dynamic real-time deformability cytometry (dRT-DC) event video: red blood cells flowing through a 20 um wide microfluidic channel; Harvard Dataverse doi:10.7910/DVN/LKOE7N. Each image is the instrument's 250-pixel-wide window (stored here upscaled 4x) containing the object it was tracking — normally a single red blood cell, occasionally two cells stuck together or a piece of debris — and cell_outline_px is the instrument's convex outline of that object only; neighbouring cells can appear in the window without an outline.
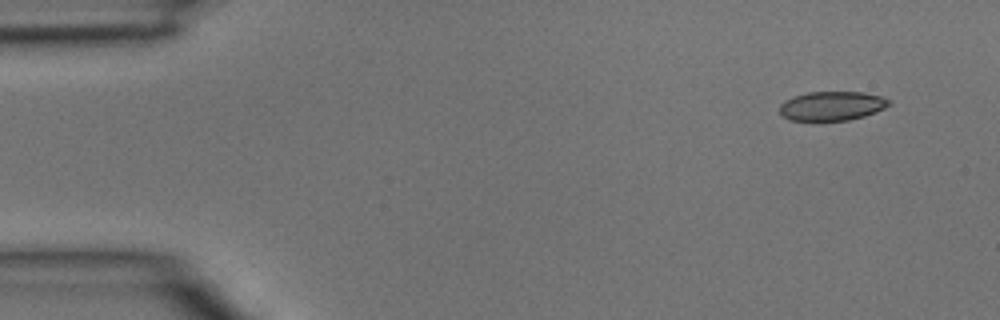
{"species": "common noctule bat (a hibernating species)", "species_latin": "Nyctalus noctula", "temperature_condition": "room temperature", "stored_images_in_passage": 3, "camera_frame_rate_fps": 3000, "um_per_image_px": 0.085, "animal": {"sex": "male", "body_mass_g": 15.6}, "frame": {"image": 1, "passage_image": 1, "time_ms": 0.0, "image_size_px": [1000, 320], "cell_outline_px": [[892, 104], [876, 112], [864, 116], [848, 120], [816, 124], [788, 120], [780, 112], [780, 104], [784, 100], [792, 96], [808, 92], [864, 92], [880, 96], [888, 100]], "centroid_in_image_um": [70.64, 9.05], "position_along_channel_um": 14.4, "area_um2": 19.42}}